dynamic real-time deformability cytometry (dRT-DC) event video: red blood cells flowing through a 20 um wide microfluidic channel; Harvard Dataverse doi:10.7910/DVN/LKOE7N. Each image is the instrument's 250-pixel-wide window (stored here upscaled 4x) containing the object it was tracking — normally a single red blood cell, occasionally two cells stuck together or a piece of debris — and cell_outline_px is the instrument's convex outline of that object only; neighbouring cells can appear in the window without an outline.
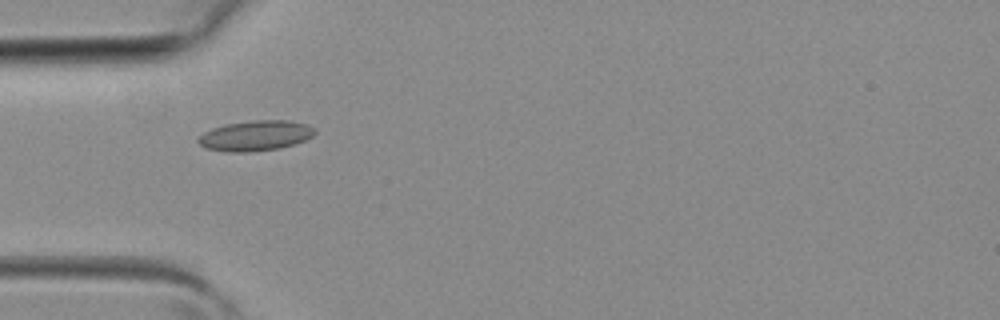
{"species": "common noctule bat (a hibernating species)", "species_latin": "Nyctalus noctula", "temperature_condition": "room temperature", "stored_images_in_passage": 1, "camera_frame_rate_fps": 3000, "um_per_image_px": 0.085, "animal": {"sex": "female", "body_mass_g": 19.3, "forearm_length_mm": 54.1}, "frame": {"image": 1, "passage_image": 1, "time_ms": 0.0, "image_size_px": [1000, 320], "cell_outline_px": [[316, 132], [312, 136], [296, 144], [280, 148], [248, 152], [228, 152], [208, 148], [200, 144], [196, 140], [204, 132], [212, 128], [224, 124], [256, 120], [288, 120], [308, 124], [316, 128]], "centroid_in_image_um": [21.75, 11.52], "position_along_channel_um": 63.3, "area_um2": 20.63}}